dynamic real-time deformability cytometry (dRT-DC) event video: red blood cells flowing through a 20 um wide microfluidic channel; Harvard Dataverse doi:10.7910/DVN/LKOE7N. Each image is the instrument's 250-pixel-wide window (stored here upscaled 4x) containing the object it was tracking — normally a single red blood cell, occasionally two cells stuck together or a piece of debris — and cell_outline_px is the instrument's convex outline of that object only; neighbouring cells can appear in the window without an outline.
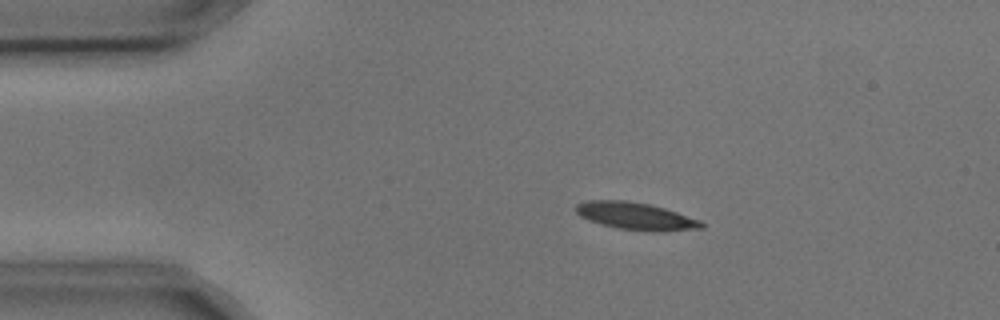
{"species": "common noctule bat (a hibernating species)", "species_latin": "Nyctalus noctula", "temperature_condition": "cold", "stored_images_in_passage": 5, "camera_frame_rate_fps": 3000, "um_per_image_px": 0.085, "animal": {"sex": "male", "body_mass_g": 17.9, "forearm_length_mm": 54.2}, "frame": {"image": 1, "passage_image": 3, "time_ms": 0.667, "image_size_px": [1000, 320], "cell_outline_px": [[704, 228], [660, 232], [652, 232], [616, 228], [600, 224], [588, 220], [580, 216], [576, 212], [576, 204], [584, 200], [628, 200], [648, 204], [664, 208], [700, 220], [704, 224]], "centroid_in_image_um": [54.02, 18.37], "position_along_channel_um": 31.0, "area_um2": 20.17}}